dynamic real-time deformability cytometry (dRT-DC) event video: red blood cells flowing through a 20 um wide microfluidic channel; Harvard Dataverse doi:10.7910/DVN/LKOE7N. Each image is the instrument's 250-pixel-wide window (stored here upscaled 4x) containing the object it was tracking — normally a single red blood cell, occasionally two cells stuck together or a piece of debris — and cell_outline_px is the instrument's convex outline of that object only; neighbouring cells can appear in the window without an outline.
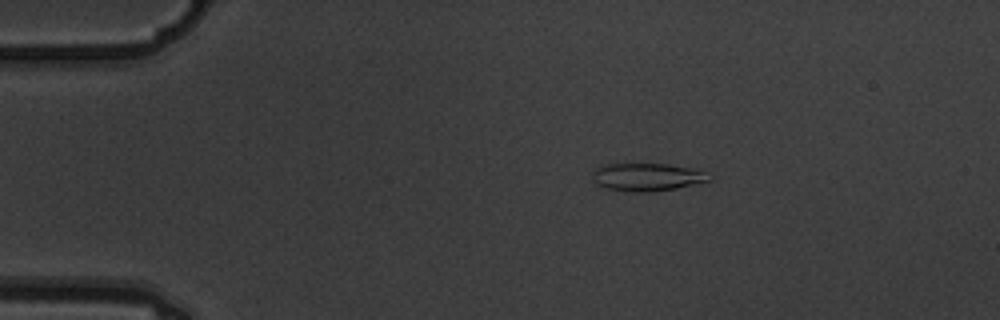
{"species": "common noctule bat (a hibernating species)", "species_latin": "Nyctalus noctula", "temperature_condition": "warm", "stored_images_in_passage": 4, "camera_frame_rate_fps": 3000, "um_per_image_px": 0.085, "animal": {"sex": "male", "body_mass_g": 19.5, "forearm_length_mm": 54.6}, "frame": {"image": 1, "passage_image": 3, "time_ms": 0.667, "image_size_px": [1000, 320], "cell_outline_px": [[712, 180], [676, 188], [648, 192], [636, 192], [608, 188], [596, 184], [592, 180], [592, 172], [596, 168], [604, 164], [668, 164], [688, 168], [704, 172]], "centroid_in_image_um": [54.94, 15.04], "position_along_channel_um": 30.1, "area_um2": 18.61}}